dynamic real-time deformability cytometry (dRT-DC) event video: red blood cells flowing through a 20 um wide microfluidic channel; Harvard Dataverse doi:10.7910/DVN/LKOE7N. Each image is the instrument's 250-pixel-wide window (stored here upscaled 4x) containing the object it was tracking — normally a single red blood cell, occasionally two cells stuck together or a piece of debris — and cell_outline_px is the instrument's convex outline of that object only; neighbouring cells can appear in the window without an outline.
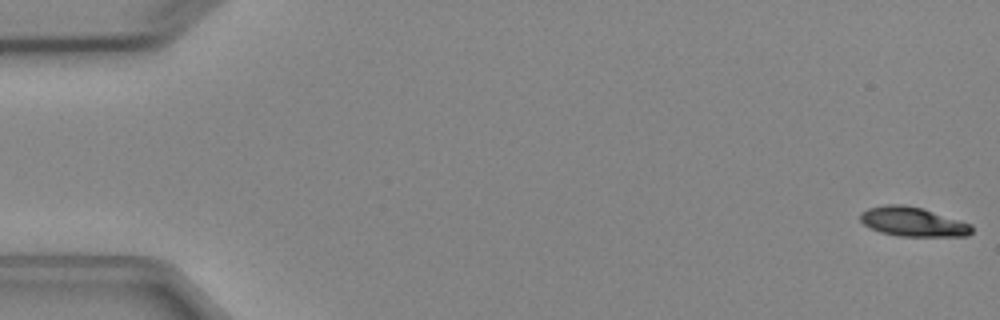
{"species": "Egyptian fruit bat (a non-hibernating species)", "species_latin": "Rousettus aegyptiacus", "temperature_condition": "cold", "stored_images_in_passage": 5, "camera_frame_rate_fps": 3000, "um_per_image_px": 0.085, "animal": {"sex": "female"}, "frame": {"image": 1, "passage_image": 1, "time_ms": 0.0, "image_size_px": [1000, 320], "cell_outline_px": [[972, 232], [968, 236], [900, 236], [880, 232], [864, 224], [860, 220], [860, 212], [868, 208], [888, 204], [904, 204], [924, 208], [972, 224]], "centroid_in_image_um": [77.61, 18.84], "position_along_channel_um": 7.4, "area_um2": 19.13}}
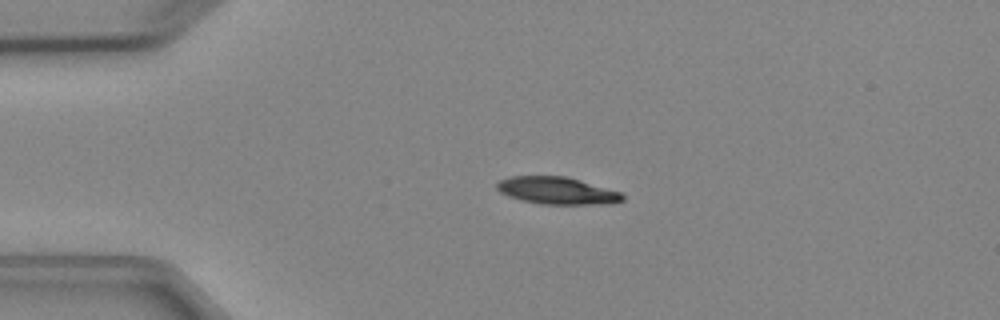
{"frame": {"image": 2, "passage_image": 4, "time_ms": 3.667, "image_size_px": [1000, 320], "cell_outline_px": [[624, 200], [612, 204], [540, 204], [508, 196], [500, 192], [496, 188], [496, 184], [500, 180], [512, 176], [568, 176], [620, 192], [624, 196]], "centroid_in_image_um": [47.37, 16.2], "position_along_channel_um": 37.6, "area_um2": 19.94}}